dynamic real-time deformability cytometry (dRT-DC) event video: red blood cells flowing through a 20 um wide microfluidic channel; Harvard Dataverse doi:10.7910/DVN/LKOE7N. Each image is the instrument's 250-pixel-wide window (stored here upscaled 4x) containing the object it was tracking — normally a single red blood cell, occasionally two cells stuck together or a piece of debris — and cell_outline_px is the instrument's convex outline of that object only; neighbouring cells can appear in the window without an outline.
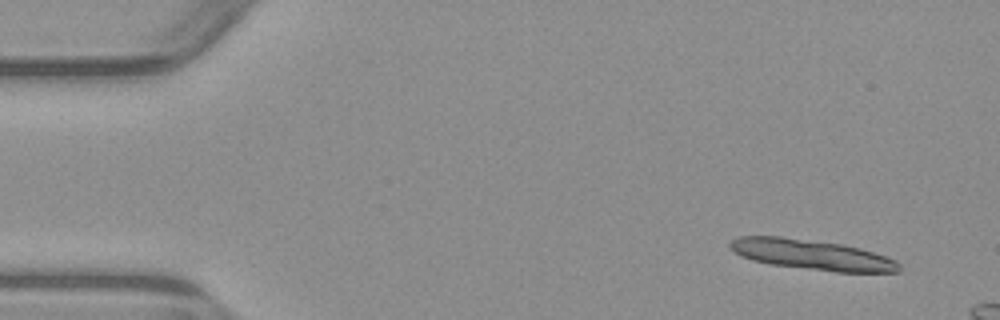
{"species": "common noctule bat (a hibernating species)", "species_latin": "Nyctalus noctula", "temperature_condition": "warm", "stored_images_in_passage": 3, "camera_frame_rate_fps": 3000, "um_per_image_px": 0.085, "animal": {"sex": "male", "body_mass_g": 23.1, "forearm_length_mm": 52.7}, "frame": {"image": 1, "passage_image": 1, "time_ms": 0.0, "image_size_px": [1000, 320], "cell_outline_px": [[900, 272], [836, 272], [772, 264], [752, 260], [740, 256], [728, 248], [728, 244], [736, 236], [780, 236], [844, 244], [860, 248], [896, 260], [900, 264]], "centroid_in_image_um": [68.97, 21.64], "position_along_channel_um": 16.0, "area_um2": 29.82}}